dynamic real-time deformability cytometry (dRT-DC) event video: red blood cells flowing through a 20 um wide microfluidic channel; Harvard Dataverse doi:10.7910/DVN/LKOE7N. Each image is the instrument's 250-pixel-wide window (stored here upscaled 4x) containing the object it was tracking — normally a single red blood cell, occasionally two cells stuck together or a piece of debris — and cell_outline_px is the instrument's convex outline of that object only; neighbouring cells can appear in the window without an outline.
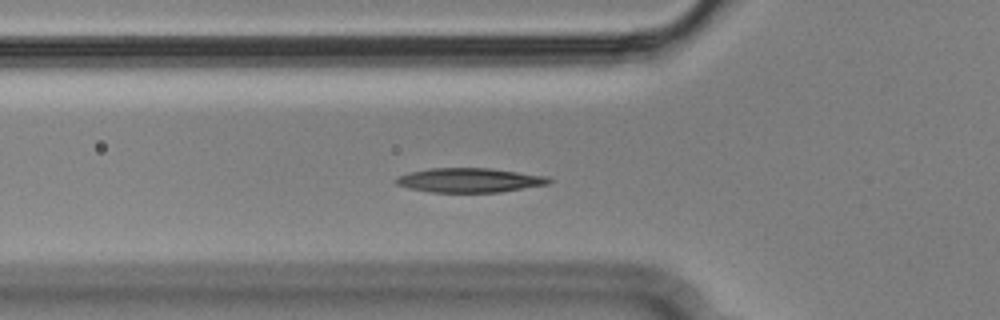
{"species": "Egyptian fruit bat (a non-hibernating species)", "species_latin": "Rousettus aegyptiacus", "temperature_condition": "cold", "stored_images_in_passage": 56, "camera_frame_rate_fps": 3000, "um_per_image_px": 0.085, "animal": {"sex": "male"}, "frame": {"image": 1, "passage_image": 18, "time_ms": 5.667, "image_size_px": [1000, 320], "cell_outline_px": [[552, 180], [548, 184], [500, 192], [428, 192], [408, 188], [396, 184], [396, 180], [400, 176], [412, 172], [428, 168], [492, 168], [548, 176]], "centroid_in_image_um": [39.94, 15.31], "position_along_channel_um": 85.9, "area_um2": 21.62}}
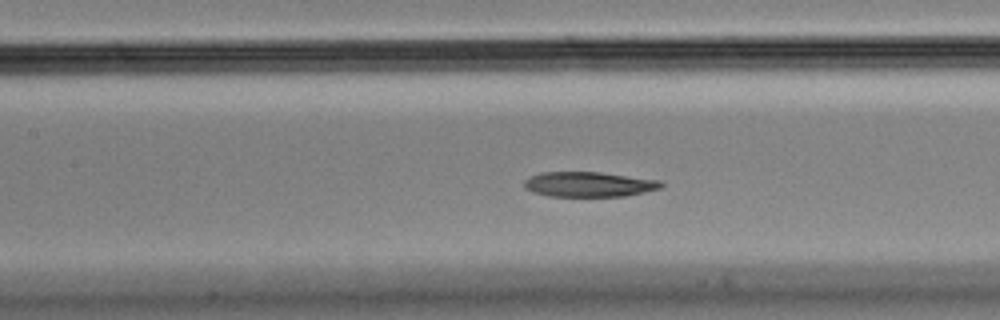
{"frame": {"image": 2, "passage_image": 24, "time_ms": 7.667, "image_size_px": [1000, 320], "cell_outline_px": [[664, 184], [660, 188], [644, 192], [624, 196], [548, 196], [532, 192], [524, 188], [524, 180], [540, 172], [600, 172], [660, 180]], "centroid_in_image_um": [50.04, 15.66], "position_along_channel_um": 157.4, "area_um2": 19.94}}
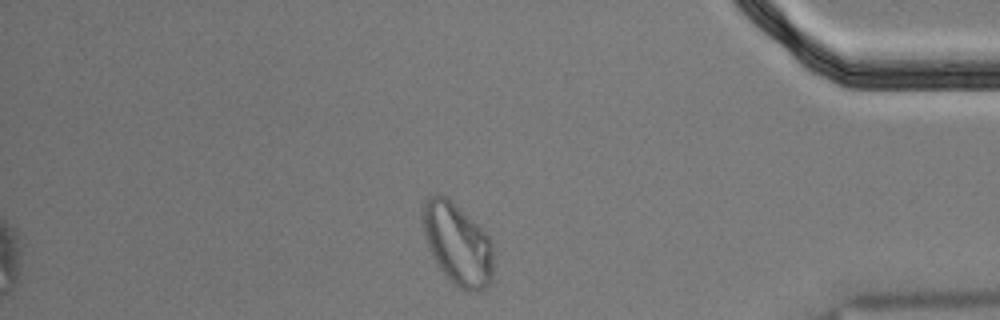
{"frame": {"image": 3, "passage_image": 47, "time_ms": 15.333, "image_size_px": [1000, 320], "cell_outline_px": [[492, 280], [480, 292], [468, 292], [452, 284], [436, 260], [428, 244], [424, 228], [424, 200], [428, 196], [436, 192], [448, 196], [488, 236], [492, 244]], "centroid_in_image_um": [38.91, 20.73], "position_along_channel_um": 396.3, "area_um2": 33.12}}